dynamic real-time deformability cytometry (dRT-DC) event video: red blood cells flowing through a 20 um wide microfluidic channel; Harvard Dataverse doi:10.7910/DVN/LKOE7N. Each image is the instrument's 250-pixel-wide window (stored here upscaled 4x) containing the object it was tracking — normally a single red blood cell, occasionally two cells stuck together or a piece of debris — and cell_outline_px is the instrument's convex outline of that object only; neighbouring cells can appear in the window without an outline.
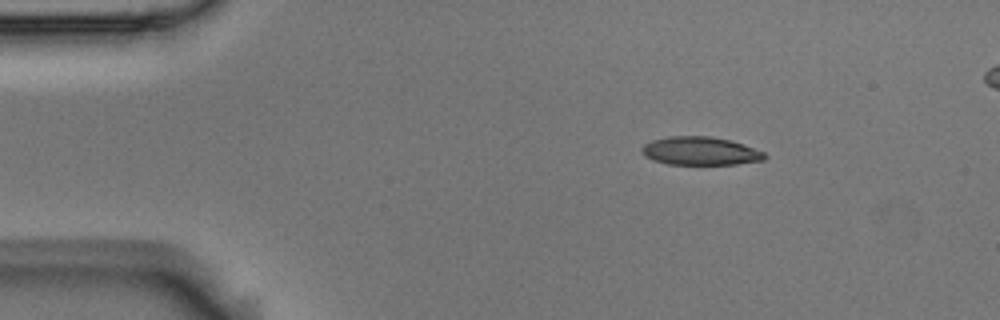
{"species": "Egyptian fruit bat (a non-hibernating species)", "species_latin": "Rousettus aegyptiacus", "temperature_condition": "room temperature", "stored_images_in_passage": 3, "camera_frame_rate_fps": 3000, "um_per_image_px": 0.085, "animal": {"sex": "male"}, "frame": {"image": 1, "passage_image": 1, "time_ms": 0.0, "image_size_px": [1000, 320], "cell_outline_px": [[768, 156], [764, 160], [736, 164], [668, 164], [652, 160], [644, 156], [640, 152], [640, 148], [644, 144], [652, 140], [668, 136], [708, 136], [732, 140], [744, 144], [764, 152]], "centroid_in_image_um": [59.51, 12.83], "position_along_channel_um": 25.5, "area_um2": 20.46}}